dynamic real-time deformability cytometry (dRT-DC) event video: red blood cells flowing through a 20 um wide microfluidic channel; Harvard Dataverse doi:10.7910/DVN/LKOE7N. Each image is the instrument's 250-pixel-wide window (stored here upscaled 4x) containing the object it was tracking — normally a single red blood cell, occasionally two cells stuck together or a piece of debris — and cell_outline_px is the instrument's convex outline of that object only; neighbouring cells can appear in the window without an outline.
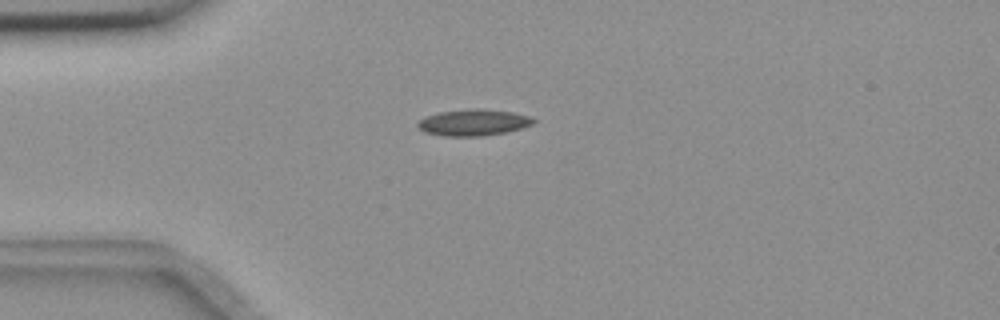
{"species": "common noctule bat (a hibernating species)", "species_latin": "Nyctalus noctula", "temperature_condition": "room temperature", "stored_images_in_passage": 35, "camera_frame_rate_fps": 3000, "um_per_image_px": 0.085, "animal": {"sex": "female", "body_mass_g": 18.4}, "frame": {"image": 1, "passage_image": 1, "time_ms": 0.0, "image_size_px": [1000, 320], "cell_outline_px": [[536, 120], [532, 124], [508, 132], [480, 136], [440, 136], [424, 132], [416, 124], [424, 116], [440, 112], [468, 108], [484, 108], [512, 112], [528, 116]], "centroid_in_image_um": [40.21, 10.4], "position_along_channel_um": 44.8, "area_um2": 17.92}}
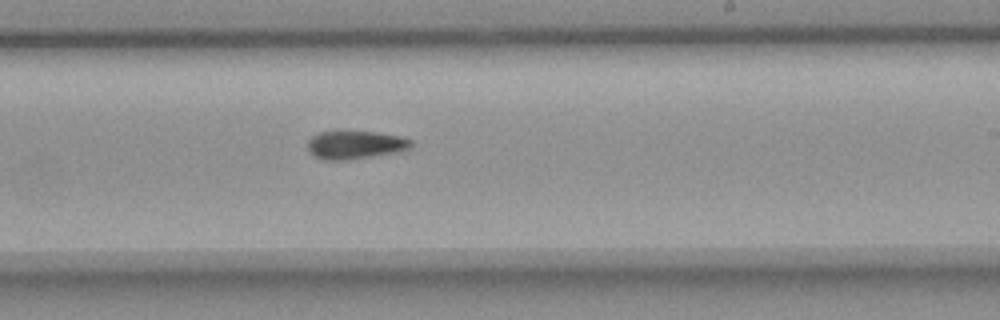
{"frame": {"image": 2, "passage_image": 20, "time_ms": 6.333, "image_size_px": [1000, 320], "cell_outline_px": [[416, 144], [412, 148], [400, 152], [348, 160], [324, 160], [308, 152], [308, 140], [312, 136], [320, 132], [340, 128], [376, 132], [400, 136], [412, 140]], "centroid_in_image_um": [30.22, 12.27], "position_along_channel_um": 258.8, "area_um2": 17.98}}
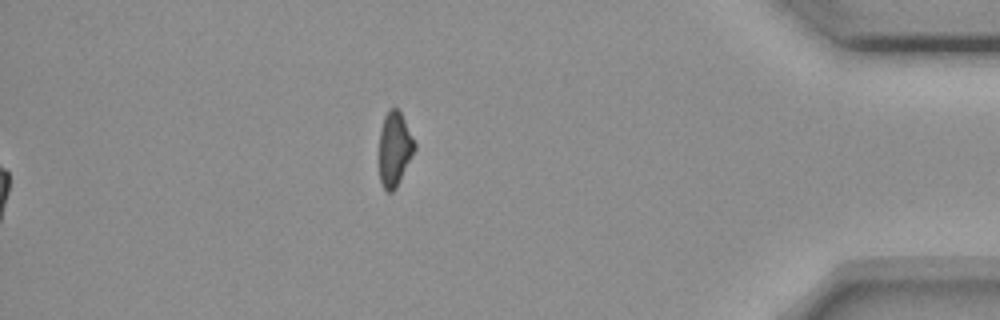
{"frame": {"image": 3, "passage_image": 35, "time_ms": 11.333, "image_size_px": [1000, 320], "cell_outline_px": [[416, 148], [396, 188], [392, 192], [388, 192], [384, 188], [380, 180], [380, 128], [384, 116], [388, 108], [396, 108], [400, 112], [416, 144]], "centroid_in_image_um": [33.53, 12.65], "position_along_channel_um": 401.7, "area_um2": 15.14}}